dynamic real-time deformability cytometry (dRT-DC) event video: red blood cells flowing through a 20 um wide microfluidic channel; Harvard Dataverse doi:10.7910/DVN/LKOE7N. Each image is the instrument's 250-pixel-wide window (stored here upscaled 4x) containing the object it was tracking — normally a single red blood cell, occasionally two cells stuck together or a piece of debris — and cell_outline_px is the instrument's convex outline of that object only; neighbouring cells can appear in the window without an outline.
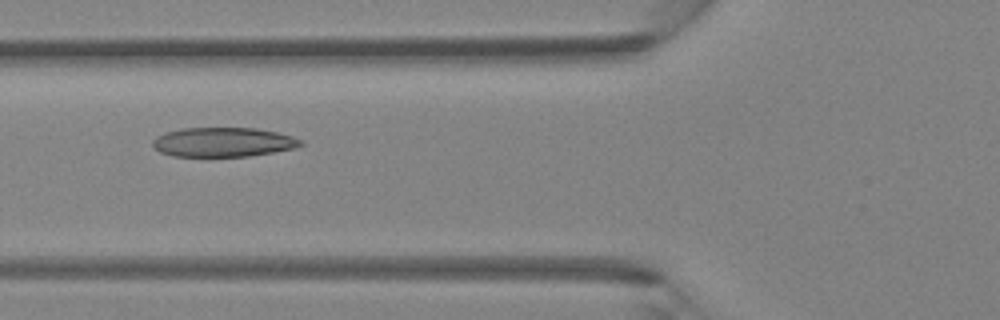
{"species": "Egyptian fruit bat (a non-hibernating species)", "species_latin": "Rousettus aegyptiacus", "temperature_condition": "room temperature", "stored_images_in_passage": 2, "camera_frame_rate_fps": 3000, "um_per_image_px": 0.085, "animal": {"sex": "female"}, "frame": {"image": 1, "passage_image": 2, "time_ms": 0.333, "image_size_px": [1000, 320], "cell_outline_px": [[304, 144], [296, 148], [248, 156], [172, 156], [160, 152], [152, 144], [152, 140], [156, 136], [164, 132], [180, 128], [256, 128], [276, 132], [292, 136], [300, 140]], "centroid_in_image_um": [18.94, 12.07], "position_along_channel_um": 106.9, "area_um2": 25.32}}